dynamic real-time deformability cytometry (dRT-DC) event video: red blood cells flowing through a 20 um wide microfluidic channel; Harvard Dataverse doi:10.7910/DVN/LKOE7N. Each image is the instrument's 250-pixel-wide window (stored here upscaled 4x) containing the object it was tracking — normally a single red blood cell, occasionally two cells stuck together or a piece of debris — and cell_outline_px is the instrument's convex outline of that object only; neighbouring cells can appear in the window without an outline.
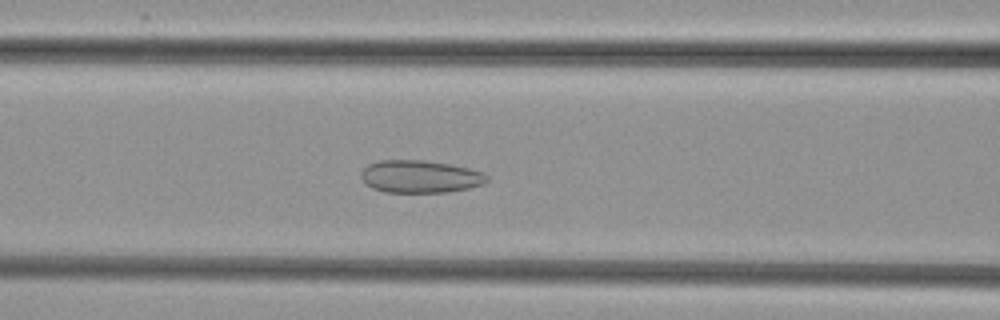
{"species": "common noctule bat (a hibernating species)", "species_latin": "Nyctalus noctula", "temperature_condition": "cold", "stored_images_in_passage": 53, "camera_frame_rate_fps": 3000, "um_per_image_px": 0.085, "animal": {"sex": "female", "body_mass_g": 29.2, "forearm_length_mm": 56.3}, "frame": {"image": 1, "passage_image": 22, "time_ms": 7.0, "image_size_px": [1000, 320], "cell_outline_px": [[488, 180], [484, 184], [468, 188], [448, 192], [384, 192], [372, 188], [364, 184], [360, 176], [360, 172], [368, 164], [380, 160], [424, 160], [448, 164], [468, 168], [484, 172], [488, 176]], "centroid_in_image_um": [35.68, 15.01], "position_along_channel_um": 130.9, "area_um2": 24.04}}
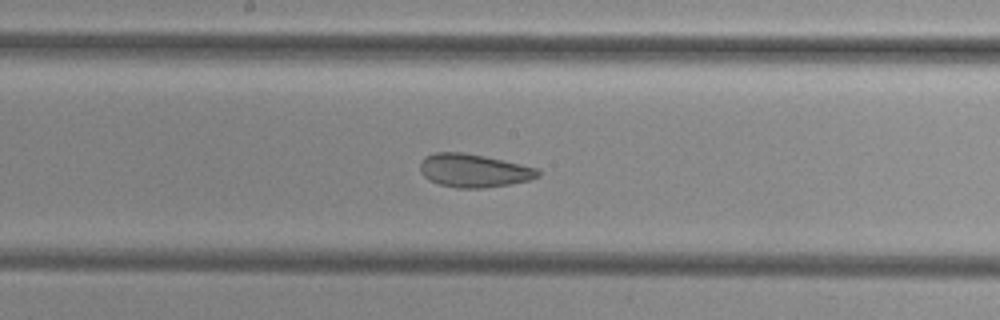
{"frame": {"image": 2, "passage_image": 28, "time_ms": 9.0, "image_size_px": [1000, 320], "cell_outline_px": [[540, 176], [528, 180], [508, 184], [484, 188], [456, 188], [440, 184], [428, 180], [420, 172], [420, 160], [424, 156], [436, 152], [464, 152], [484, 156], [520, 164], [536, 168], [540, 172]], "centroid_in_image_um": [40.21, 14.49], "position_along_channel_um": 208.0, "area_um2": 22.83}}
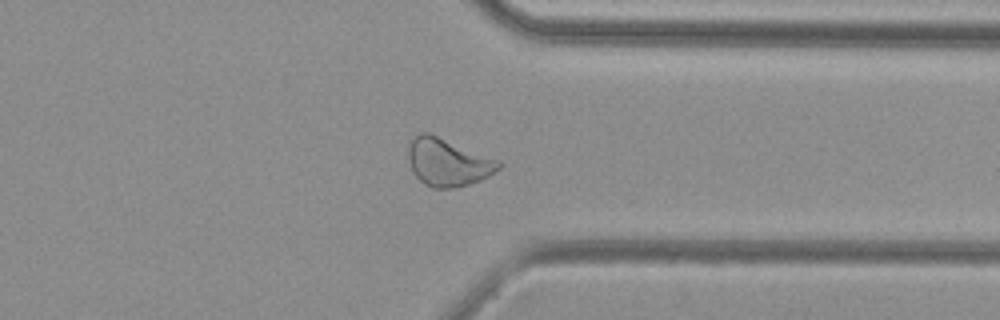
{"frame": {"image": 3, "passage_image": 41, "time_ms": 13.333, "image_size_px": [1000, 320], "cell_outline_px": [[504, 164], [500, 168], [488, 176], [480, 180], [456, 188], [432, 188], [424, 184], [412, 172], [408, 160], [408, 148], [412, 140], [420, 132], [428, 132], [500, 160]], "centroid_in_image_um": [38.07, 13.8], "position_along_channel_um": 373.3, "area_um2": 25.2}}